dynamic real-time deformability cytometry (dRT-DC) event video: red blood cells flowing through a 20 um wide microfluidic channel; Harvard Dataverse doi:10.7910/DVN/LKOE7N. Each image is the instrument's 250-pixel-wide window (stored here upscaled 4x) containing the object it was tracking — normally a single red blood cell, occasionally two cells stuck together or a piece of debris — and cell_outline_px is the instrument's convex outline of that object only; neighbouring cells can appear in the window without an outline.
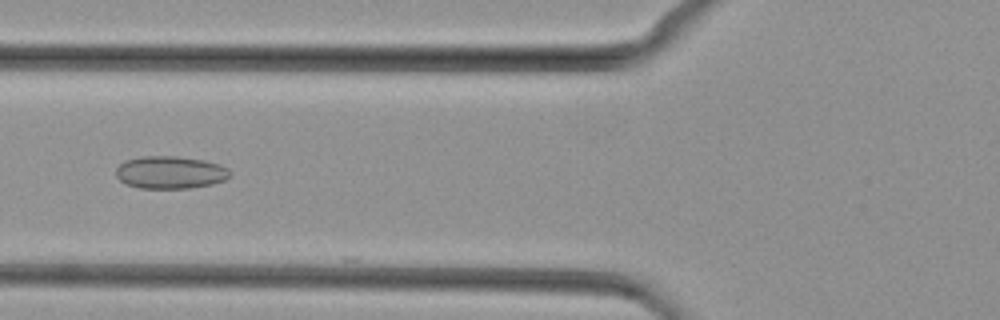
{"species": "common noctule bat (a hibernating species)", "species_latin": "Nyctalus noctula", "temperature_condition": "cold", "stored_images_in_passage": 42, "camera_frame_rate_fps": 3000, "um_per_image_px": 0.085, "animal": {"sex": "female", "body_mass_g": 29.2, "forearm_length_mm": 56.3}, "frame": {"image": 1, "passage_image": 13, "time_ms": 4.0, "image_size_px": [1000, 320], "cell_outline_px": [[232, 176], [224, 180], [212, 184], [192, 188], [140, 188], [128, 184], [120, 180], [116, 176], [116, 168], [124, 160], [140, 156], [176, 156], [204, 160], [220, 164], [228, 168], [232, 172]], "centroid_in_image_um": [14.5, 14.64], "position_along_channel_um": 111.3, "area_um2": 21.85}}
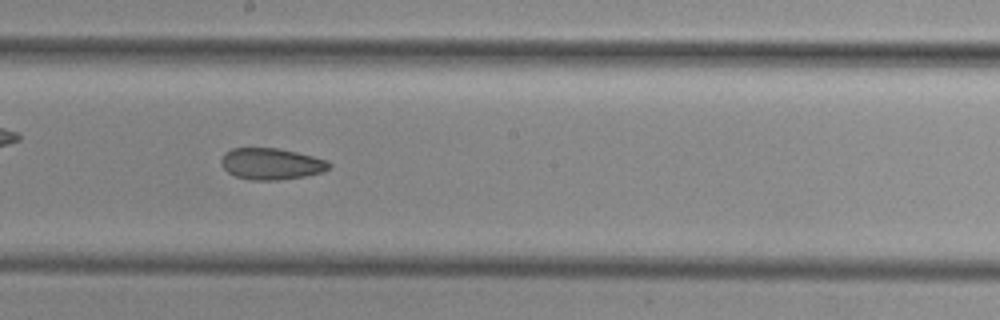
{"frame": {"image": 2, "passage_image": 21, "time_ms": 6.667, "image_size_px": [1000, 320], "cell_outline_px": [[332, 164], [324, 172], [304, 176], [280, 180], [252, 180], [236, 176], [228, 172], [220, 164], [220, 160], [224, 152], [232, 148], [276, 148], [296, 152], [328, 160]], "centroid_in_image_um": [23.05, 13.92], "position_along_channel_um": 225.2, "area_um2": 19.83}}
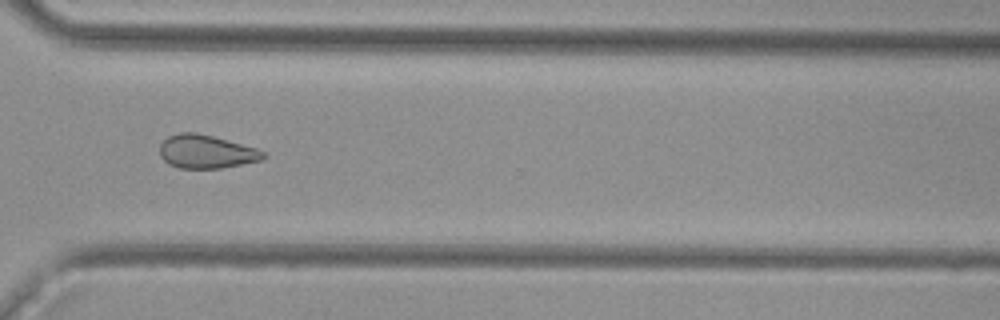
{"frame": {"image": 3, "passage_image": 30, "time_ms": 9.667, "image_size_px": [1000, 320], "cell_outline_px": [[264, 156], [260, 160], [224, 168], [180, 168], [168, 164], [160, 156], [160, 144], [168, 136], [180, 132], [196, 132], [212, 136], [256, 148], [264, 152]], "centroid_in_image_um": [17.49, 12.89], "position_along_channel_um": 353.1, "area_um2": 20.0}}